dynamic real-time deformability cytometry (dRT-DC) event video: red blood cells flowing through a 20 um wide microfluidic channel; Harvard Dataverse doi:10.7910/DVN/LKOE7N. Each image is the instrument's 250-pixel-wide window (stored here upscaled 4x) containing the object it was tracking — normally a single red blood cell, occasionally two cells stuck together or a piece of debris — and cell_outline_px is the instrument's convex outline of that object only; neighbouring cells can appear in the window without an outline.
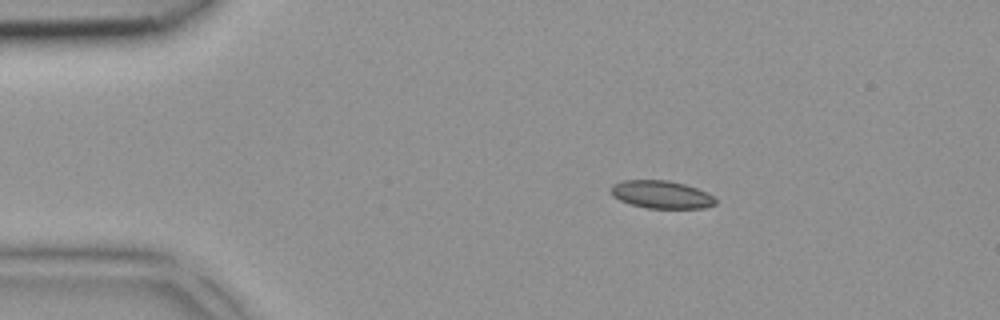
{"species": "common noctule bat (a hibernating species)", "species_latin": "Nyctalus noctula", "temperature_condition": "room temperature", "stored_images_in_passage": 2, "camera_frame_rate_fps": 3000, "um_per_image_px": 0.085, "animal": {"sex": "female", "body_mass_g": 18.4}, "frame": {"image": 1, "passage_image": 1, "time_ms": 0.0, "image_size_px": [1000, 320], "cell_outline_px": [[716, 204], [704, 208], [648, 208], [632, 204], [620, 200], [612, 196], [608, 188], [612, 184], [624, 180], [668, 180], [684, 184], [708, 192], [716, 200]], "centroid_in_image_um": [56.19, 16.53], "position_along_channel_um": 28.8, "area_um2": 16.99}}